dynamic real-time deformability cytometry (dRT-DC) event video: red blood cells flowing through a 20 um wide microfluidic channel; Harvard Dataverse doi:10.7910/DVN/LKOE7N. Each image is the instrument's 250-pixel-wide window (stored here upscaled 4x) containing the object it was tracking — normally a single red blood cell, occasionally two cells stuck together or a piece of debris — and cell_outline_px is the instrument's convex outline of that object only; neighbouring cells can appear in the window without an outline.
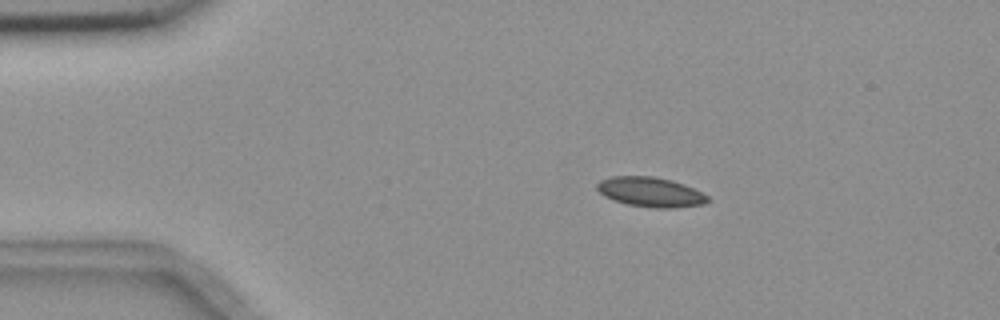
{"species": "common noctule bat (a hibernating species)", "species_latin": "Nyctalus noctula", "temperature_condition": "room temperature", "stored_images_in_passage": 5, "camera_frame_rate_fps": 3000, "um_per_image_px": 0.085, "animal": {"sex": "female", "body_mass_g": 18.4}, "frame": {"image": 1, "passage_image": 2, "time_ms": 1.333, "image_size_px": [1000, 320], "cell_outline_px": [[712, 200], [704, 204], [676, 208], [652, 208], [628, 204], [612, 200], [604, 196], [596, 188], [596, 184], [600, 180], [612, 176], [652, 176], [672, 180], [684, 184], [708, 196]], "centroid_in_image_um": [55.29, 16.33], "position_along_channel_um": 29.7, "area_um2": 19.31}}
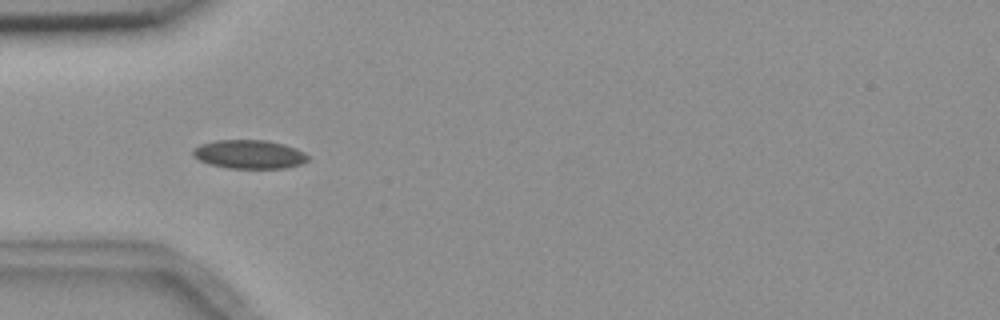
{"frame": {"image": 2, "passage_image": 4, "time_ms": 3.667, "image_size_px": [1000, 320], "cell_outline_px": [[308, 160], [300, 164], [288, 168], [228, 168], [208, 164], [192, 156], [192, 148], [200, 144], [216, 140], [268, 140], [284, 144], [296, 148], [304, 152], [308, 156]], "centroid_in_image_um": [21.16, 13.11], "position_along_channel_um": 63.8, "area_um2": 19.42}}